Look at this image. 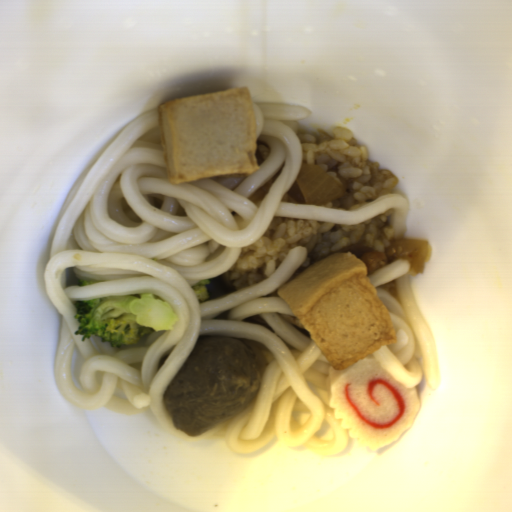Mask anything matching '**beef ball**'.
Segmentation results:
<instances>
[{"label": "beef ball", "mask_w": 512, "mask_h": 512, "mask_svg": "<svg viewBox=\"0 0 512 512\" xmlns=\"http://www.w3.org/2000/svg\"><path fill=\"white\" fill-rule=\"evenodd\" d=\"M261 373L244 342L232 336L199 339L163 394L178 431L201 435L246 408Z\"/></svg>", "instance_id": "obj_1"}]
</instances>
